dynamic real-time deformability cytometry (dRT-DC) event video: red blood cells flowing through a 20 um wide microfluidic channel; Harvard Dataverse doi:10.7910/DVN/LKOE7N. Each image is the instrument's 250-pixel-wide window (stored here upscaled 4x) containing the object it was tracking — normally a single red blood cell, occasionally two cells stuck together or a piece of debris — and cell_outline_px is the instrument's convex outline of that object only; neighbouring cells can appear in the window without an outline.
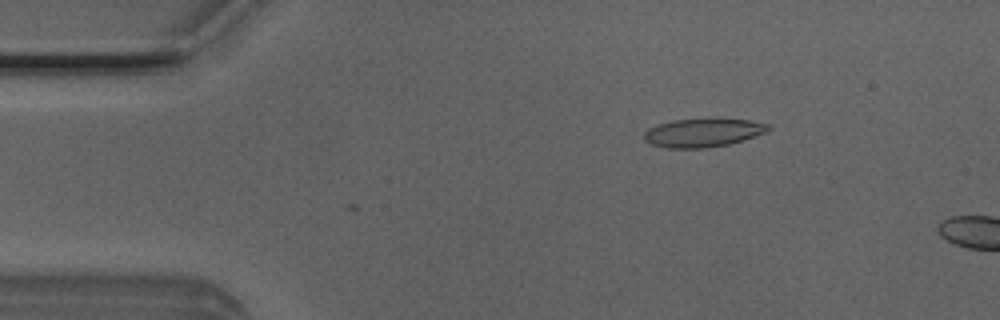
{"species": "Egyptian fruit bat (a non-hibernating species)", "species_latin": "Rousettus aegyptiacus", "temperature_condition": "room temperature", "stored_images_in_passage": 2, "camera_frame_rate_fps": 3000, "um_per_image_px": 0.085, "animal": {"sex": "male"}, "frame": {"image": 1, "passage_image": 2, "time_ms": 0.333, "image_size_px": [1000, 320], "cell_outline_px": [[772, 128], [768, 132], [744, 140], [728, 144], [704, 148], [668, 148], [652, 144], [644, 140], [644, 132], [648, 128], [656, 124], [672, 120], [708, 116], [748, 120], [768, 124]], "centroid_in_image_um": [59.77, 11.23], "position_along_channel_um": 25.2, "area_um2": 21.44}}